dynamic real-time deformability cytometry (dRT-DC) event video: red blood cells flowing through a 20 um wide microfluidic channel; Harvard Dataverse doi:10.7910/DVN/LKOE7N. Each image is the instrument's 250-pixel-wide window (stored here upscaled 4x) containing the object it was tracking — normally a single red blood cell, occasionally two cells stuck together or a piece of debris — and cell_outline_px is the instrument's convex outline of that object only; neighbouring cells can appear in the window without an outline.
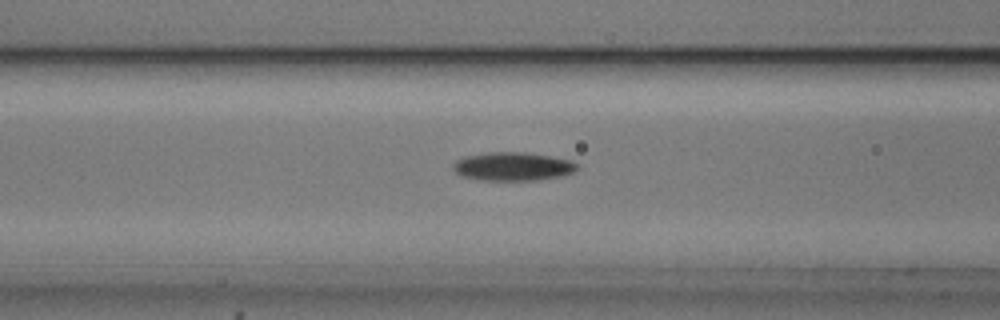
{"species": "common noctule bat (a hibernating species)", "species_latin": "Nyctalus noctula", "temperature_condition": "cold", "stored_images_in_passage": 54, "camera_frame_rate_fps": 3000, "um_per_image_px": 0.085, "animal": {"sex": "male", "body_mass_g": 20.5, "forearm_length_mm": 52.5}, "frame": {"image": 1, "passage_image": 21, "time_ms": 6.667, "image_size_px": [1000, 320], "cell_outline_px": [[580, 168], [572, 172], [560, 176], [540, 180], [480, 180], [460, 176], [452, 168], [452, 164], [456, 160], [464, 156], [488, 152], [524, 152], [552, 156], [572, 160], [580, 164]], "centroid_in_image_um": [43.6, 14.14], "position_along_channel_um": 123.0, "area_um2": 20.92}}
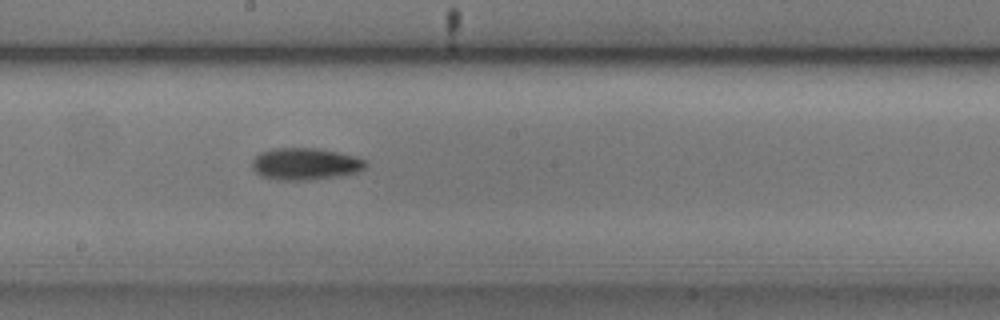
{"frame": {"image": 2, "passage_image": 29, "time_ms": 9.333, "image_size_px": [1000, 320], "cell_outline_px": [[368, 164], [364, 168], [356, 172], [340, 176], [308, 180], [280, 180], [260, 176], [252, 168], [252, 160], [260, 152], [272, 148], [320, 148], [356, 156], [368, 160]], "centroid_in_image_um": [25.96, 13.92], "position_along_channel_um": 222.2, "area_um2": 21.39}}
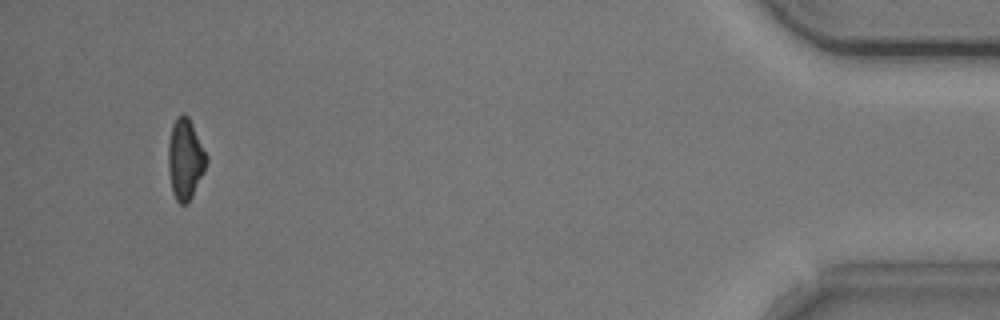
{"frame": {"image": 3, "passage_image": 51, "time_ms": 16.667, "image_size_px": [1000, 320], "cell_outline_px": [[208, 160], [204, 172], [188, 204], [180, 204], [176, 200], [172, 192], [168, 172], [168, 144], [172, 124], [176, 116], [184, 112], [188, 116], [208, 156]], "centroid_in_image_um": [15.74, 13.52], "position_along_channel_um": 419.5, "area_um2": 18.21}, "authors_computed_cell_mechanics": {"area_um2": 18.6983, "velocity_mm_per_s": 3.7188, "shape_relaxation_time_tau1_ms": 1.9962, "shape_relaxation_time_tau2_ms": null, "deformation_change_tau1": 0.1113, "deformation_change_tau2": null}}